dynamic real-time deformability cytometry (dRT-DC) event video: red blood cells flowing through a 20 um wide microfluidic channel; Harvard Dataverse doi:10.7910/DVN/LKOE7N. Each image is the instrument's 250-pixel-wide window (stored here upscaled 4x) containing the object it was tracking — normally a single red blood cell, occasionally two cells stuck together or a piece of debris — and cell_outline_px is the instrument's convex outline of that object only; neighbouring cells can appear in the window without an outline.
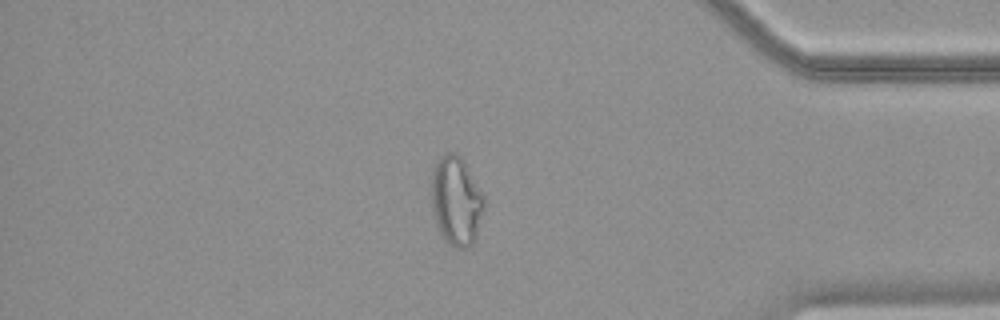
{"species": "common noctule bat (a hibernating species)", "species_latin": "Nyctalus noctula", "temperature_condition": "warm", "stored_images_in_passage": 50, "camera_frame_rate_fps": 3000, "um_per_image_px": 0.085, "animal": {"sex": "female", "body_mass_g": 18.4}, "frame": {"image": 1, "passage_image": 43, "time_ms": 14.0, "image_size_px": [1000, 320], "cell_outline_px": [[484, 208], [472, 244], [468, 248], [456, 248], [444, 240], [436, 224], [432, 208], [432, 168], [440, 156], [448, 152], [456, 152], [464, 160], [484, 196]], "centroid_in_image_um": [38.76, 17.04], "position_along_channel_um": 396.4, "area_um2": 27.22}}